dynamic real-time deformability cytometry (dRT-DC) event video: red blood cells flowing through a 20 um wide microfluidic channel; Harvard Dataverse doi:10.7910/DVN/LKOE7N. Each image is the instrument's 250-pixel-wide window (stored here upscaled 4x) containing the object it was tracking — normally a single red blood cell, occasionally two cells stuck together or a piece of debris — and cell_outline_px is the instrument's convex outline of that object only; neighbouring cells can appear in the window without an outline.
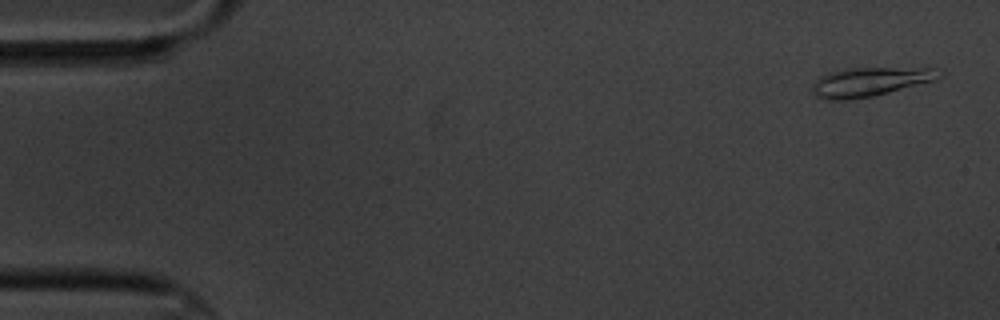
{"species": "common noctule bat (a hibernating species)", "species_latin": "Nyctalus noctula", "temperature_condition": "cold", "stored_images_in_passage": 4, "camera_frame_rate_fps": 3000, "um_per_image_px": 0.085, "animal": {"sex": "male", "body_mass_g": 20.1, "forearm_length_mm": 53.5}, "frame": {"image": 1, "passage_image": 1, "time_ms": 0.0, "image_size_px": [1000, 320], "cell_outline_px": [[944, 76], [936, 80], [872, 96], [848, 100], [828, 100], [816, 96], [812, 92], [812, 84], [820, 76], [828, 72], [844, 68], [936, 68], [944, 72]], "centroid_in_image_um": [73.96, 6.94], "position_along_channel_um": 11.0, "area_um2": 21.62}}